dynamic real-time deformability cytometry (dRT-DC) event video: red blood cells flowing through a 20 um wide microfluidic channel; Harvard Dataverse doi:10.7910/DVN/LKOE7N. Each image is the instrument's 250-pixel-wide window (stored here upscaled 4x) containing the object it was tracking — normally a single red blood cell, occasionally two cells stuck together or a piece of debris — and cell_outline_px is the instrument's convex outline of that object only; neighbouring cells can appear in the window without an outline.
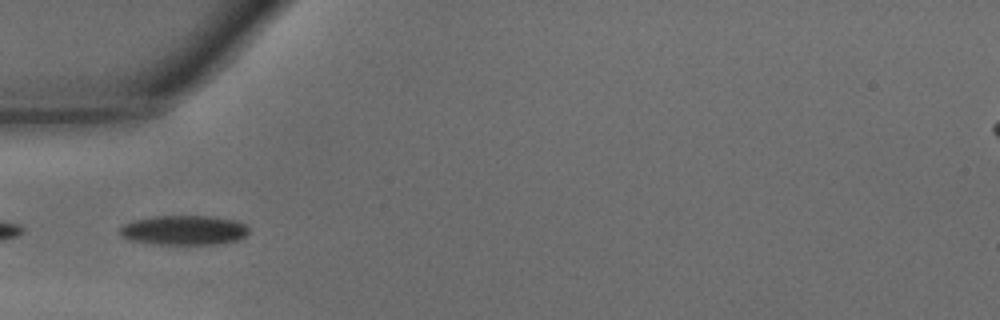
{"species": "common noctule bat (a hibernating species)", "species_latin": "Nyctalus noctula", "temperature_condition": "warm", "stored_images_in_passage": 16, "camera_frame_rate_fps": 3000, "um_per_image_px": 0.085, "animal": {"sex": "male", "body_mass_g": 15.6}, "frame": {"image": 1, "passage_image": 14, "time_ms": 4.333, "image_size_px": [1000, 320], "cell_outline_px": [[248, 232], [240, 240], [216, 244], [160, 244], [132, 240], [124, 236], [120, 232], [120, 228], [124, 224], [132, 220], [156, 216], [216, 216], [236, 220], [248, 224]], "centroid_in_image_um": [15.71, 19.55], "position_along_channel_um": 69.3, "area_um2": 22.25}}